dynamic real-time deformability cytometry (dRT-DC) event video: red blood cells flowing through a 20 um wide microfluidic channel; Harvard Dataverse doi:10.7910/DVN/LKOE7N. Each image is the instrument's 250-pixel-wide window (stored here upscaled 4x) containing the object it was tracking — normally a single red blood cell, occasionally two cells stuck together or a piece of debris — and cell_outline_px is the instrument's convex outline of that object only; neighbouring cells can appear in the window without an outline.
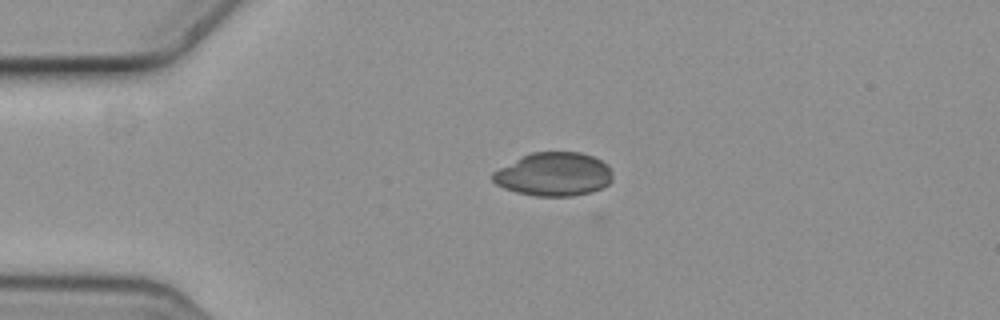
{"species": "common noctule bat (a hibernating species)", "species_latin": "Nyctalus noctula", "temperature_condition": "cold", "stored_images_in_passage": 5, "camera_frame_rate_fps": 3000, "um_per_image_px": 0.085, "animal": {"sex": "female", "body_mass_g": 19.3, "forearm_length_mm": 54.1}, "frame": {"image": 1, "passage_image": 3, "time_ms": 0.667, "image_size_px": [1000, 320], "cell_outline_px": [[612, 180], [608, 184], [592, 192], [572, 196], [536, 196], [516, 192], [504, 188], [496, 184], [492, 180], [492, 172], [532, 152], [580, 152], [592, 156], [608, 164], [612, 172]], "centroid_in_image_um": [47.09, 14.82], "position_along_channel_um": 37.9, "area_um2": 30.29}}